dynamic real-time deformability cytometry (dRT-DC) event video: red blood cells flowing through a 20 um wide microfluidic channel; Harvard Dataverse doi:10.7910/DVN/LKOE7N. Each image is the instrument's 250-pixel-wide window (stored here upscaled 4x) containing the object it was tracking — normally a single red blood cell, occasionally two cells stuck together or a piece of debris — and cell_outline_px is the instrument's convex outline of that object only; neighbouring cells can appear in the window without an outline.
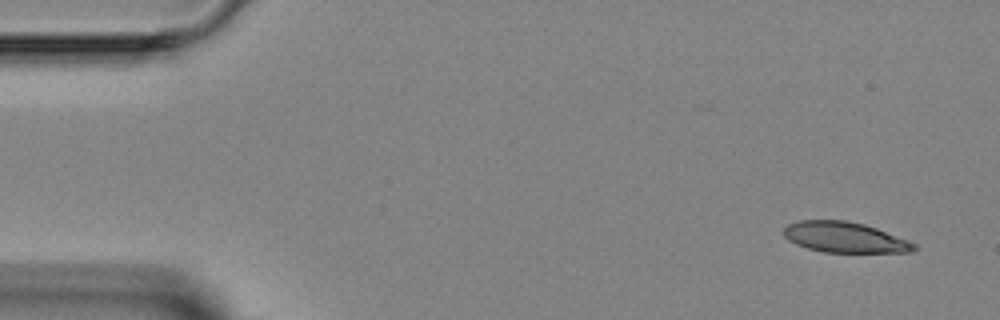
{"species": "Egyptian fruit bat (a non-hibernating species)", "species_latin": "Rousettus aegyptiacus", "temperature_condition": "room temperature", "stored_images_in_passage": 4, "camera_frame_rate_fps": 3000, "um_per_image_px": 0.085, "animal": {"sex": "female"}, "frame": {"image": 1, "passage_image": 1, "time_ms": 0.0, "image_size_px": [1000, 320], "cell_outline_px": [[920, 248], [912, 252], [824, 252], [808, 248], [796, 244], [788, 240], [784, 236], [784, 228], [788, 224], [800, 220], [844, 220], [864, 224], [876, 228], [908, 240], [916, 244]], "centroid_in_image_um": [71.82, 20.17], "position_along_channel_um": 13.2, "area_um2": 23.18}}
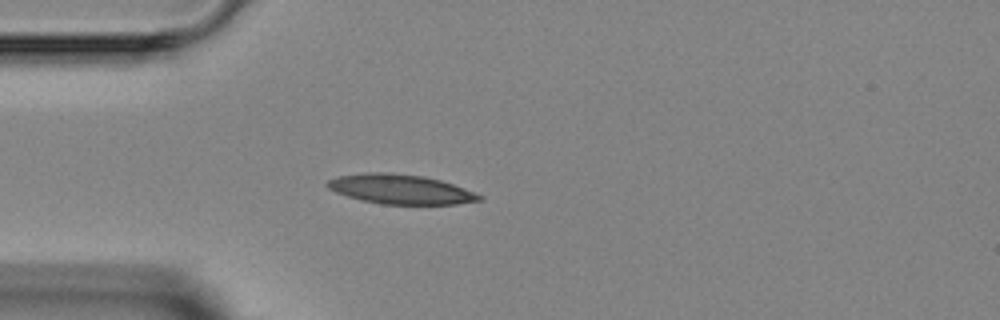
{"frame": {"image": 2, "passage_image": 4, "time_ms": 3.333, "image_size_px": [1000, 320], "cell_outline_px": [[484, 200], [456, 204], [380, 204], [360, 200], [336, 192], [328, 188], [324, 184], [328, 180], [340, 176], [368, 172], [392, 172], [424, 176], [440, 180], [452, 184], [484, 196]], "centroid_in_image_um": [34.04, 16.08], "position_along_channel_um": 51.0, "area_um2": 26.18}}